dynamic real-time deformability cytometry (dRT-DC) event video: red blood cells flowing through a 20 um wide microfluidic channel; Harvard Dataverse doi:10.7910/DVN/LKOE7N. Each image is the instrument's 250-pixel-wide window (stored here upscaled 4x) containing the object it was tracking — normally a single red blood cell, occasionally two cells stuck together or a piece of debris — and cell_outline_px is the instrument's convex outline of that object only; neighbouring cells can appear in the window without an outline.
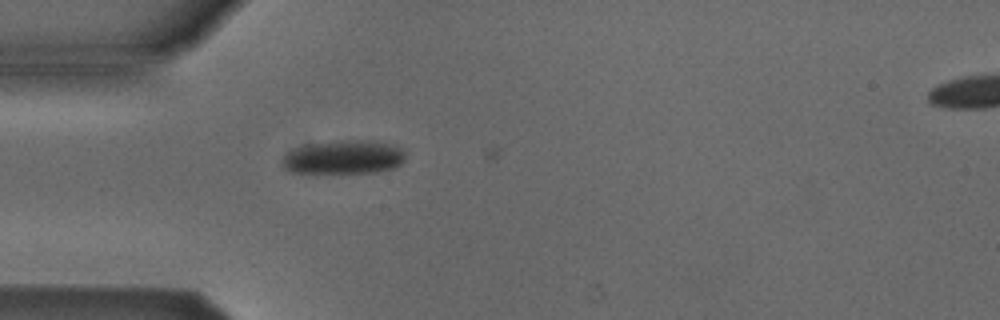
{"species": "Egyptian fruit bat (a non-hibernating species)", "species_latin": "Rousettus aegyptiacus", "temperature_condition": "cold", "stored_images_in_passage": 4, "camera_frame_rate_fps": 3000, "um_per_image_px": 0.085, "animal": {"sex": "male"}, "frame": {"image": 1, "passage_image": 3, "time_ms": 0.667, "image_size_px": [1000, 320], "cell_outline_px": [[404, 160], [400, 164], [392, 168], [376, 172], [292, 172], [284, 164], [284, 156], [288, 152], [304, 144], [332, 140], [372, 140], [392, 144], [400, 148], [404, 152]], "centroid_in_image_um": [29.25, 13.32], "position_along_channel_um": 55.7, "area_um2": 23.99}}